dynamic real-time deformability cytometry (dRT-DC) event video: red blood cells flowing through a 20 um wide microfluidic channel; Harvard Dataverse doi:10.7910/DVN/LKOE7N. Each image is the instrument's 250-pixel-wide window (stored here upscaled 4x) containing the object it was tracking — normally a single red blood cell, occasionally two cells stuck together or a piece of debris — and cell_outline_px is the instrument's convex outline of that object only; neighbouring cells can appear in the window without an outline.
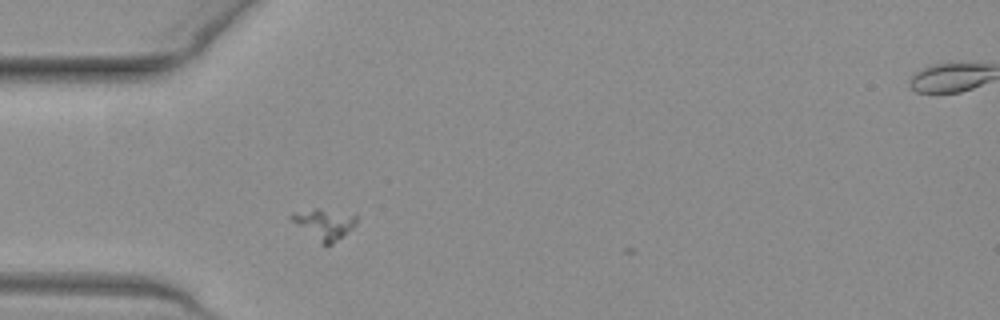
{"species": "common noctule bat (a hibernating species)", "species_latin": "Nyctalus noctula", "temperature_condition": "warm", "stored_images_in_passage": 5, "camera_frame_rate_fps": 3000, "um_per_image_px": 0.085, "animal": {"sex": "female", "body_mass_g": 19.3, "forearm_length_mm": 54.1}, "frame": {"image": 1, "passage_image": 1, "time_ms": 0.0, "image_size_px": [1000, 320], "cell_outline_px": [[356, 224], [344, 236], [332, 244], [320, 244], [292, 220], [288, 216], [292, 212], [316, 208], [356, 216]], "centroid_in_image_um": [27.54, 19.06], "position_along_channel_um": 57.5, "area_um2": 11.27}}
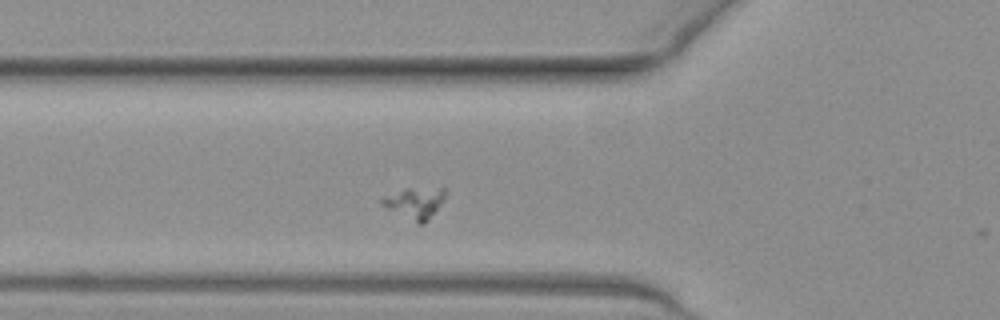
{"frame": {"image": 2, "passage_image": 4, "time_ms": 1.0, "image_size_px": [1000, 320], "cell_outline_px": [[444, 200], [428, 220], [424, 224], [420, 224], [380, 204], [380, 200], [384, 196], [404, 188], [444, 184]], "centroid_in_image_um": [35.33, 17.16], "position_along_channel_um": 90.5, "area_um2": 11.79}}